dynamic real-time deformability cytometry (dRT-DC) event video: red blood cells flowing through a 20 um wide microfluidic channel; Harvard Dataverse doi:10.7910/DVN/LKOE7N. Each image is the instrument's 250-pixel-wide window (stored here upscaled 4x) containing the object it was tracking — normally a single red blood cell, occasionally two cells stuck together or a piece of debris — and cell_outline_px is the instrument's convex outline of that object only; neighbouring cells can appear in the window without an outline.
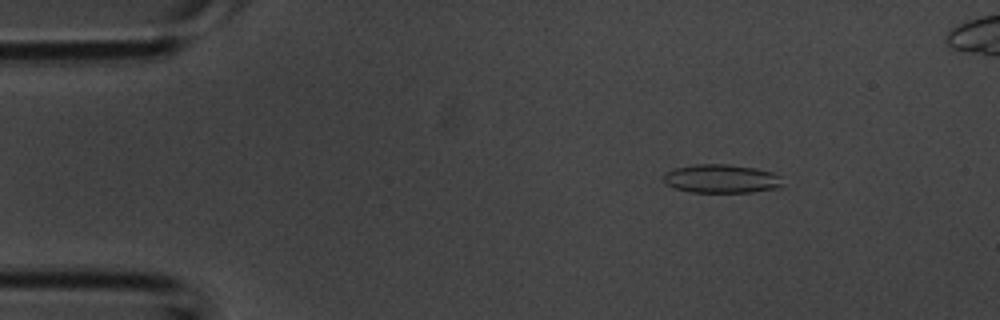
{"species": "common noctule bat (a hibernating species)", "species_latin": "Nyctalus noctula", "temperature_condition": "room temperature", "stored_images_in_passage": 44, "camera_frame_rate_fps": 3000, "um_per_image_px": 0.085, "animal": {"sex": "male", "body_mass_g": 20.1, "forearm_length_mm": 53.5}, "frame": {"image": 1, "passage_image": 6, "time_ms": 1.667, "image_size_px": [1000, 320], "cell_outline_px": [[784, 184], [780, 188], [752, 192], [692, 192], [676, 188], [668, 184], [664, 180], [664, 172], [676, 168], [692, 164], [728, 164], [756, 168], [772, 172], [780, 176]], "centroid_in_image_um": [61.37, 15.18], "position_along_channel_um": 23.6, "area_um2": 19.94}}
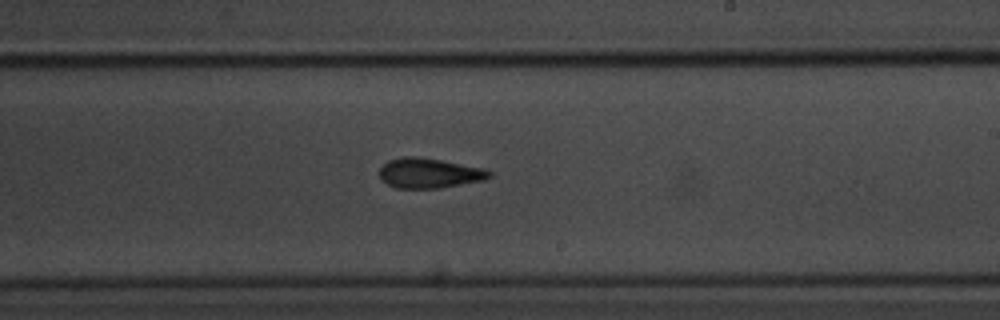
{"frame": {"image": 2, "passage_image": 25, "time_ms": 8.0, "image_size_px": [1000, 320], "cell_outline_px": [[492, 176], [484, 180], [440, 188], [396, 188], [380, 180], [380, 168], [388, 160], [404, 156], [420, 156], [484, 168], [492, 172]], "centroid_in_image_um": [36.48, 14.71], "position_along_channel_um": 252.5, "area_um2": 19.31}}
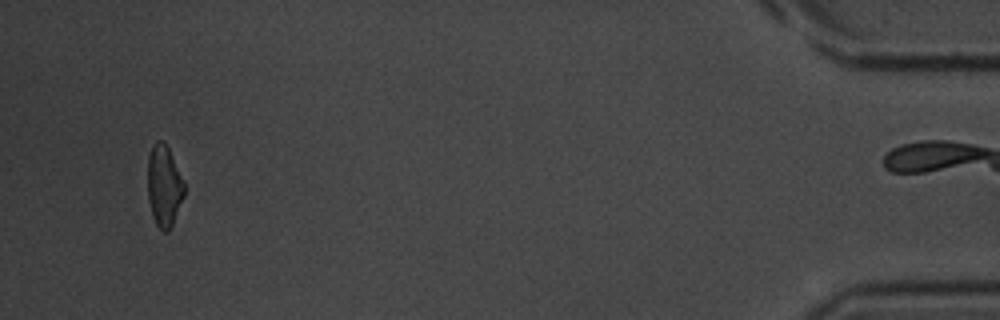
{"frame": {"image": 3, "passage_image": 41, "time_ms": 13.333, "image_size_px": [1000, 320], "cell_outline_px": [[184, 196], [172, 224], [168, 232], [164, 232], [156, 224], [152, 216], [148, 200], [148, 156], [152, 144], [156, 140], [164, 140], [168, 148], [184, 184]], "centroid_in_image_um": [13.92, 15.79], "position_along_channel_um": 421.3, "area_um2": 17.17}}